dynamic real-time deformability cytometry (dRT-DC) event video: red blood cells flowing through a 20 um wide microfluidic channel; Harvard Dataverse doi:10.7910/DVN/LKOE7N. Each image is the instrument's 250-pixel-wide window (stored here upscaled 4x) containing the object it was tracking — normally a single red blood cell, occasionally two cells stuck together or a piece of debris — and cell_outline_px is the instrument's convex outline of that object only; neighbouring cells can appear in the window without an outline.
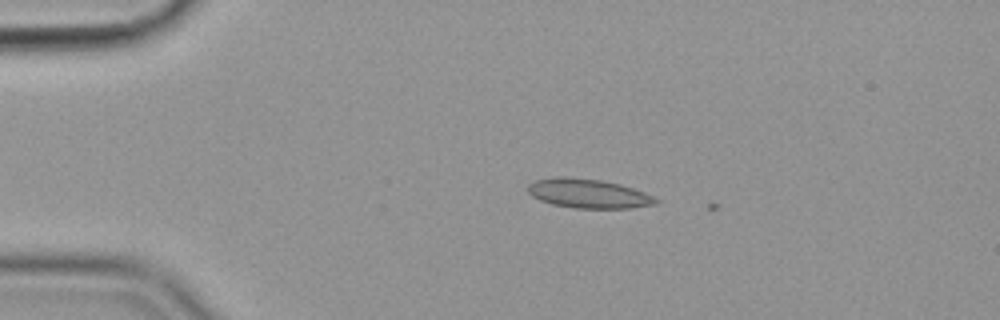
{"species": "common noctule bat (a hibernating species)", "species_latin": "Nyctalus noctula", "temperature_condition": "cold", "stored_images_in_passage": 3, "camera_frame_rate_fps": 3000, "um_per_image_px": 0.085, "animal": {"sex": "female", "body_mass_g": 19.9}, "frame": {"image": 1, "passage_image": 2, "time_ms": 0.333, "image_size_px": [1000, 320], "cell_outline_px": [[660, 200], [656, 204], [628, 208], [576, 208], [552, 204], [540, 200], [532, 196], [528, 192], [528, 184], [536, 180], [556, 176], [572, 176], [600, 180], [620, 184], [644, 192]], "centroid_in_image_um": [49.98, 16.44], "position_along_channel_um": 35.0, "area_um2": 21.79}}